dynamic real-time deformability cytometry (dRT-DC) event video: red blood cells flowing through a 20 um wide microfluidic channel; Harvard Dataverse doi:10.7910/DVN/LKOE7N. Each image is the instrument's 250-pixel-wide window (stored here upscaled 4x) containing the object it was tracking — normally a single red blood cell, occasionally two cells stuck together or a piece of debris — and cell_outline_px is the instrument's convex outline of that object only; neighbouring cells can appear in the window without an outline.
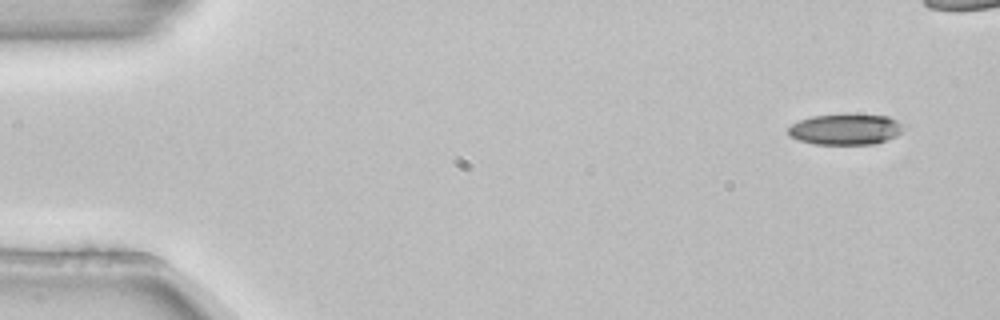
{"species": "common noctule bat (a hibernating species)", "species_latin": "Nyctalus noctula", "temperature_condition": "room temperature", "stored_images_in_passage": 6, "camera_frame_rate_fps": 3000, "um_per_image_px": 0.085, "animal": {"sex": "female", "body_mass_g": 22.7, "forearm_length_mm": 54.2}, "frame": {"image": 1, "passage_image": 1, "time_ms": 0.0, "image_size_px": [1000, 320], "cell_outline_px": [[900, 132], [896, 136], [876, 144], [812, 144], [800, 140], [792, 136], [788, 132], [788, 128], [792, 124], [800, 120], [812, 116], [888, 116], [896, 120], [900, 124]], "centroid_in_image_um": [71.83, 11.03], "position_along_channel_um": 13.2, "area_um2": 19.88}}
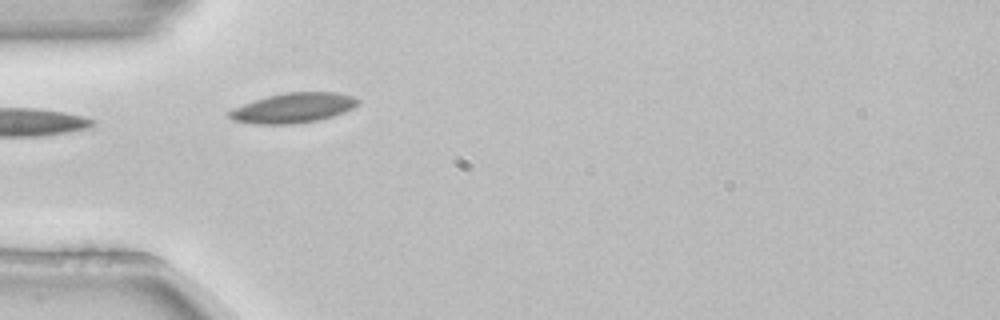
{"frame": {"image": 2, "passage_image": 5, "time_ms": 1.333, "image_size_px": [1000, 320], "cell_outline_px": [[360, 100], [352, 108], [344, 112], [332, 116], [316, 120], [296, 124], [252, 124], [232, 120], [228, 116], [228, 112], [232, 108], [268, 96], [284, 92], [336, 92], [352, 96]], "centroid_in_image_um": [24.89, 9.18], "position_along_channel_um": 60.1, "area_um2": 22.31}}